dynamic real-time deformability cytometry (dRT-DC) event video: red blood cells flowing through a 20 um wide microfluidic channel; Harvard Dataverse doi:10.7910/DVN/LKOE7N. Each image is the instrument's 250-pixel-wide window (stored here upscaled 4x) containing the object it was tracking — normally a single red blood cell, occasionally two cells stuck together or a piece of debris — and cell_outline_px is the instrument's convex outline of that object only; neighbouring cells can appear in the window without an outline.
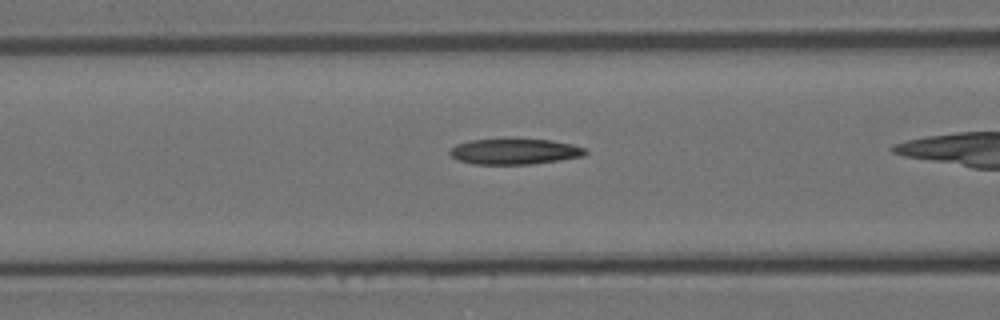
{"species": "Egyptian fruit bat (a non-hibernating species)", "species_latin": "Rousettus aegyptiacus", "temperature_condition": "room temperature", "stored_images_in_passage": 27, "camera_frame_rate_fps": 3000, "um_per_image_px": 0.085, "animal": {"sex": "female"}, "frame": {"image": 1, "passage_image": 12, "time_ms": 3.667, "image_size_px": [1000, 320], "cell_outline_px": [[588, 152], [584, 156], [560, 160], [532, 164], [472, 164], [460, 160], [452, 156], [448, 152], [456, 144], [468, 140], [548, 140], [572, 144], [588, 148]], "centroid_in_image_um": [43.78, 12.89], "position_along_channel_um": 122.8, "area_um2": 20.06}}
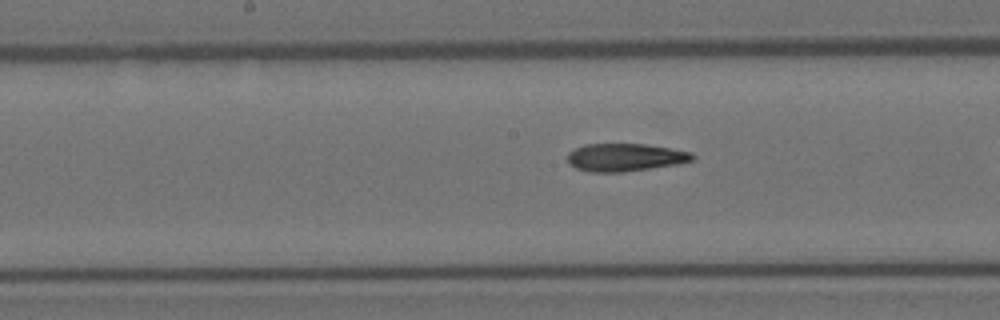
{"frame": {"image": 2, "passage_image": 18, "time_ms": 5.667, "image_size_px": [1000, 320], "cell_outline_px": [[696, 156], [692, 160], [676, 164], [624, 172], [588, 172], [576, 168], [568, 164], [568, 152], [584, 144], [648, 144], [672, 148], [692, 152]], "centroid_in_image_um": [53.13, 13.37], "position_along_channel_um": 195.1, "area_um2": 20.35}}
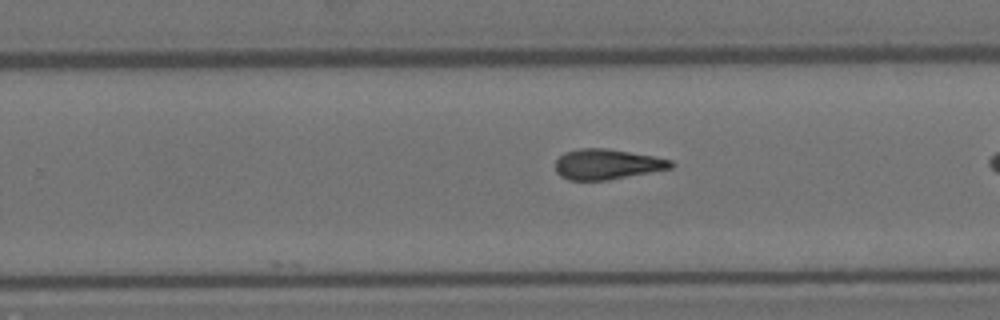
{"frame": {"image": 3, "passage_image": 25, "time_ms": 8.0, "image_size_px": [1000, 320], "cell_outline_px": [[676, 164], [672, 168], [608, 180], [568, 180], [560, 176], [556, 172], [556, 160], [564, 152], [580, 148], [604, 148], [652, 156], [672, 160]], "centroid_in_image_um": [51.59, 13.96], "position_along_channel_um": 278.2, "area_um2": 20.35}}